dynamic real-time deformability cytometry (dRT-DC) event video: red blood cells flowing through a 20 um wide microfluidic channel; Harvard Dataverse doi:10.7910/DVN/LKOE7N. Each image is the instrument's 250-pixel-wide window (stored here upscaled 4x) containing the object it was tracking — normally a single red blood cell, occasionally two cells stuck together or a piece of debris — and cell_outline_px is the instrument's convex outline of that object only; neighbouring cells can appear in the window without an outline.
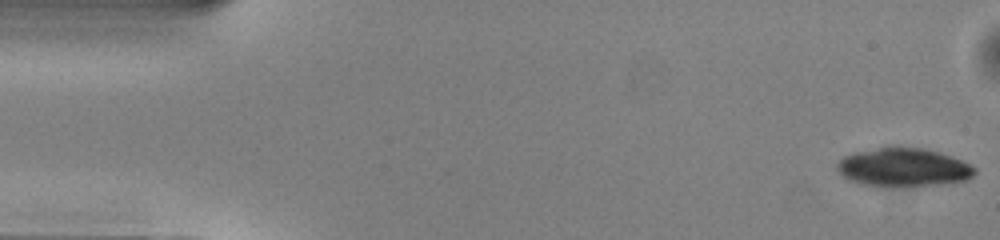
{"species": "common noctule bat (a hibernating species)", "species_latin": "Nyctalus noctula", "temperature_condition": "warm", "stored_images_in_passage": 50, "camera_frame_rate_fps": 3000, "um_per_image_px": 0.085, "animal": {"sex": "male", "body_mass_g": 13.0, "forearm_length_mm": 53.1}, "frame": {"image": 1, "passage_image": 1, "time_ms": 0.0, "image_size_px": [1000, 240], "cell_outline_px": [[976, 172], [968, 180], [952, 184], [916, 188], [876, 188], [860, 184], [844, 176], [836, 168], [836, 164], [844, 156], [852, 152], [880, 148], [924, 148], [960, 160], [976, 168]], "centroid_in_image_um": [76.8, 14.3], "position_along_channel_um": 8.2, "area_um2": 31.62}}
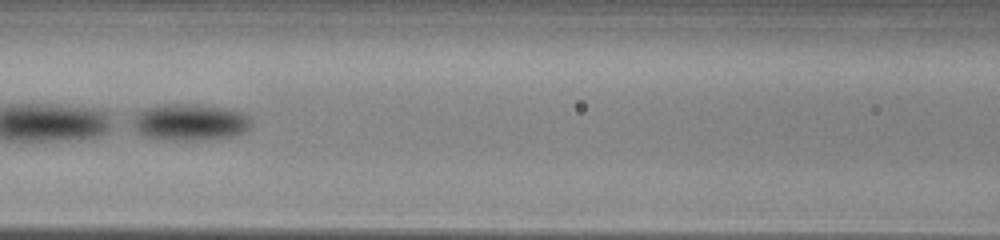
{"frame": {"image": 2, "passage_image": 22, "time_ms": 7.0, "image_size_px": [1000, 240], "cell_outline_px": [[252, 124], [244, 132], [232, 136], [200, 140], [156, 140], [144, 136], [136, 132], [128, 124], [136, 112], [148, 108], [164, 104], [200, 104], [224, 108], [244, 112], [248, 116]], "centroid_in_image_um": [16.06, 10.39], "position_along_channel_um": 150.5, "area_um2": 25.84}}